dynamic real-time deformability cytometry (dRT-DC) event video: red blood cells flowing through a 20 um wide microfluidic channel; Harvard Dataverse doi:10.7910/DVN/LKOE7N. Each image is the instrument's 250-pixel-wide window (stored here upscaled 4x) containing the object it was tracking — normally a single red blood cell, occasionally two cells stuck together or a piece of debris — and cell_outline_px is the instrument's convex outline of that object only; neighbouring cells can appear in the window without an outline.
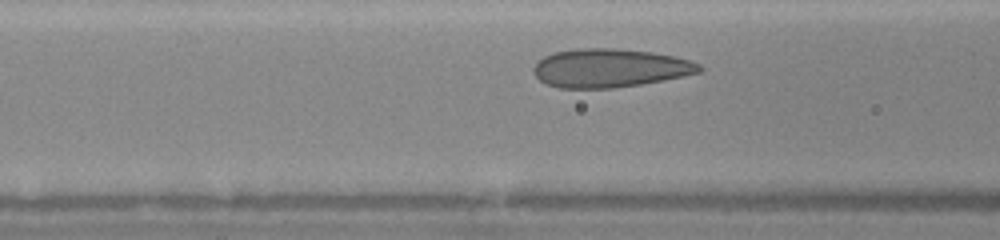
{"species": "human", "species_latin": "Homo sapiens", "temperature_condition": "warm", "stored_images_in_passage": 25, "camera_frame_rate_fps": 3000, "um_per_image_px": 0.085, "donor": {"sex": "female"}, "frame": {"image": 1, "passage_image": 6, "time_ms": 1.667, "image_size_px": [1000, 240], "cell_outline_px": [[704, 68], [700, 72], [664, 80], [640, 84], [612, 88], [560, 88], [548, 84], [540, 80], [532, 72], [532, 68], [544, 56], [552, 52], [580, 48], [612, 48], [652, 52], [672, 56], [688, 60], [700, 64]], "centroid_in_image_um": [51.82, 5.78], "position_along_channel_um": 114.8, "area_um2": 37.11}}
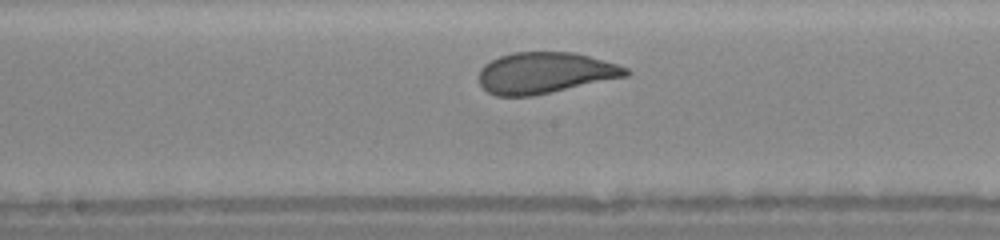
{"frame": {"image": 2, "passage_image": 12, "time_ms": 3.667, "image_size_px": [1000, 240], "cell_outline_px": [[632, 72], [628, 76], [532, 96], [496, 96], [488, 92], [480, 84], [480, 68], [484, 64], [500, 56], [516, 52], [572, 52], [588, 56], [616, 64], [628, 68]], "centroid_in_image_um": [46.33, 6.2], "position_along_channel_um": 201.9, "area_um2": 35.03}}
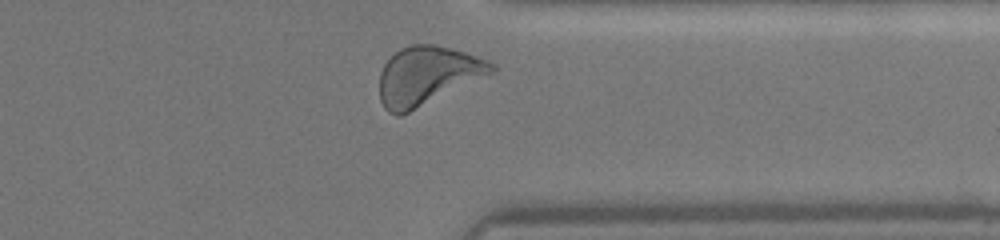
{"frame": {"image": 3, "passage_image": 24, "time_ms": 7.667, "image_size_px": [1000, 240], "cell_outline_px": [[500, 68], [492, 72], [400, 116], [396, 116], [388, 112], [384, 108], [380, 100], [380, 72], [384, 64], [400, 48], [408, 44], [436, 44], [464, 52], [488, 60], [496, 64]], "centroid_in_image_um": [36.29, 6.41], "position_along_channel_um": 375.1, "area_um2": 37.74}}